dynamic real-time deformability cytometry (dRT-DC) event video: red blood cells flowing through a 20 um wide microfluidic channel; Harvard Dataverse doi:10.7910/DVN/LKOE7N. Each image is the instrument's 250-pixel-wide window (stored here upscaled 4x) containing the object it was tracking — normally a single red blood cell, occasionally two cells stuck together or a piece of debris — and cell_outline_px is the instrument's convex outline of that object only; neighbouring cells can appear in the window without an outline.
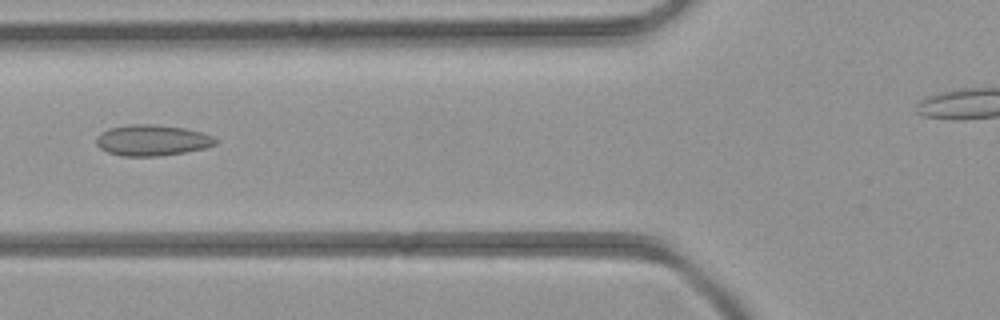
{"species": "common noctule bat (a hibernating species)", "species_latin": "Nyctalus noctula", "temperature_condition": "room temperature", "stored_images_in_passage": 5, "camera_frame_rate_fps": 3000, "um_per_image_px": 0.085, "animal": {"sex": "female", "body_mass_g": 21.9}, "frame": {"image": 1, "passage_image": 4, "time_ms": 3.667, "image_size_px": [1000, 320], "cell_outline_px": [[220, 140], [216, 144], [204, 148], [184, 152], [160, 156], [120, 156], [108, 152], [100, 148], [96, 144], [96, 136], [100, 132], [108, 128], [132, 124], [152, 124], [184, 128], [200, 132], [212, 136]], "centroid_in_image_um": [12.9, 11.92], "position_along_channel_um": 112.9, "area_um2": 21.56}}
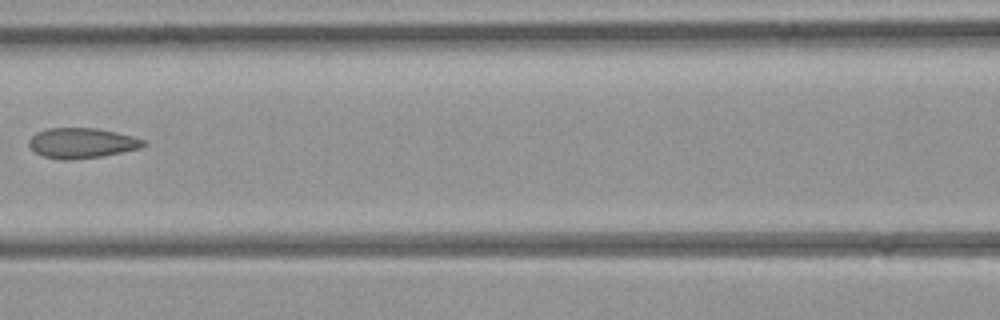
{"frame": {"image": 2, "passage_image": 5, "time_ms": 4.667, "image_size_px": [1000, 320], "cell_outline_px": [[148, 144], [140, 148], [100, 156], [68, 160], [64, 160], [44, 156], [36, 152], [28, 144], [28, 140], [36, 132], [44, 128], [96, 128], [116, 132], [132, 136], [144, 140]], "centroid_in_image_um": [6.94, 12.14], "position_along_channel_um": 159.7, "area_um2": 20.0}}